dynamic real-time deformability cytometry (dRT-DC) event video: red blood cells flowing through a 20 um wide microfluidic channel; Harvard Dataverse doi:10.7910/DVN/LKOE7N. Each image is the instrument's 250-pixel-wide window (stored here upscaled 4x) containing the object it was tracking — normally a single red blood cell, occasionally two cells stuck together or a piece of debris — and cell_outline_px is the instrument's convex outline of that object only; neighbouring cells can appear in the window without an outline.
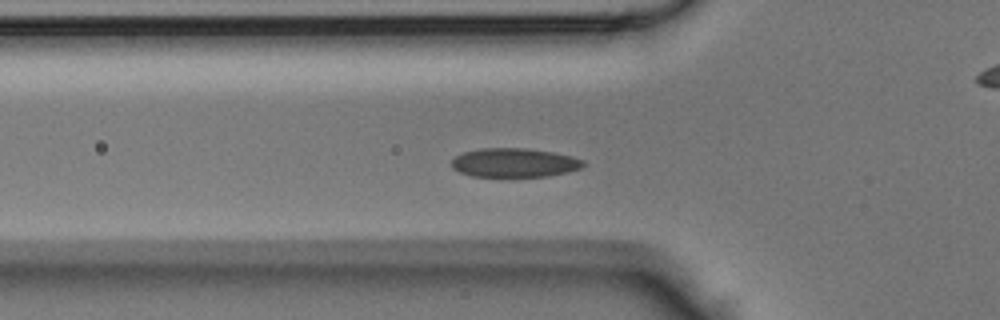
{"species": "Egyptian fruit bat (a non-hibernating species)", "species_latin": "Rousettus aegyptiacus", "temperature_condition": "room temperature", "stored_images_in_passage": 33, "camera_frame_rate_fps": 3000, "um_per_image_px": 0.085, "animal": {"sex": "male"}, "frame": {"image": 1, "passage_image": 2, "time_ms": 0.333, "image_size_px": [1000, 320], "cell_outline_px": [[584, 164], [580, 168], [568, 172], [548, 176], [472, 176], [460, 172], [452, 168], [452, 160], [456, 156], [464, 152], [484, 148], [524, 148], [552, 152], [572, 156], [584, 160]], "centroid_in_image_um": [43.73, 13.83], "position_along_channel_um": 82.1, "area_um2": 22.02}}
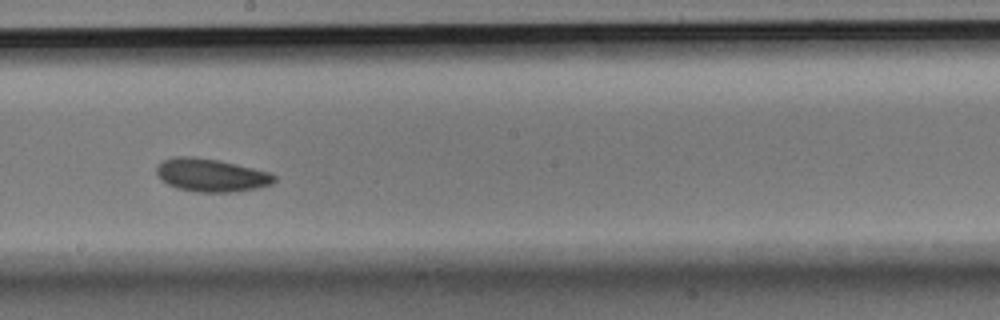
{"frame": {"image": 2, "passage_image": 12, "time_ms": 3.667, "image_size_px": [1000, 320], "cell_outline_px": [[276, 180], [272, 184], [256, 188], [236, 192], [196, 192], [176, 188], [160, 180], [156, 172], [156, 168], [164, 160], [172, 156], [192, 156], [220, 160], [268, 172], [276, 176]], "centroid_in_image_um": [17.93, 14.89], "position_along_channel_um": 230.3, "area_um2": 22.77}}
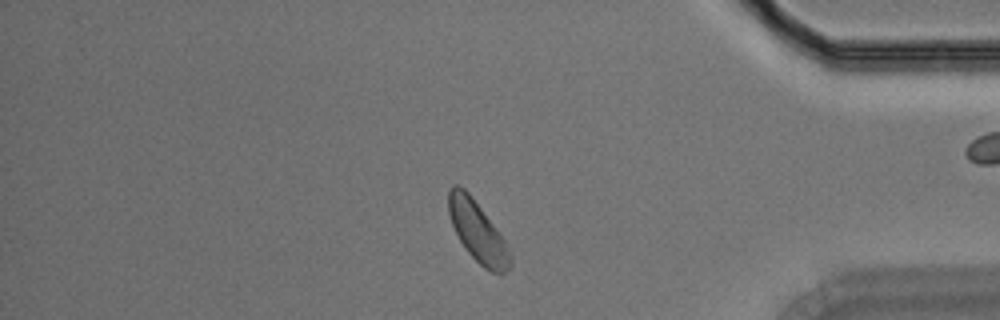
{"frame": {"image": 3, "passage_image": 25, "time_ms": 8.0, "image_size_px": [1000, 320], "cell_outline_px": [[512, 268], [500, 276], [484, 268], [468, 252], [460, 240], [452, 224], [448, 212], [448, 188], [452, 184], [456, 184], [464, 188], [468, 192], [496, 228], [508, 244], [512, 252]], "centroid_in_image_um": [40.64, 19.73], "position_along_channel_um": 394.6, "area_um2": 21.96}}